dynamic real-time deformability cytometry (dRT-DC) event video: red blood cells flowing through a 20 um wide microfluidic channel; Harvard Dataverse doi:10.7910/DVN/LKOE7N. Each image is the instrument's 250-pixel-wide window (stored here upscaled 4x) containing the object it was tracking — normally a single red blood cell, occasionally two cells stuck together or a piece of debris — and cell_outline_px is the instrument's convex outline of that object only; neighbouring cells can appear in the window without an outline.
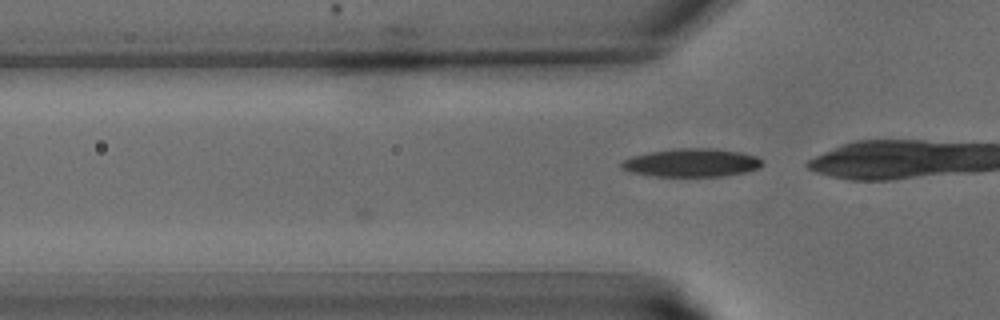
{"species": "common noctule bat (a hibernating species)", "species_latin": "Nyctalus noctula", "temperature_condition": "warm", "stored_images_in_passage": 10, "camera_frame_rate_fps": 3000, "um_per_image_px": 0.085, "animal": {"sex": "male", "body_mass_g": 15.6}, "frame": {"image": 1, "passage_image": 10, "time_ms": 3.0, "image_size_px": [1000, 320], "cell_outline_px": [[764, 164], [760, 168], [744, 172], [724, 176], [652, 176], [632, 172], [620, 168], [620, 164], [624, 160], [632, 156], [648, 152], [672, 148], [712, 148], [740, 152], [756, 156], [764, 160]], "centroid_in_image_um": [58.8, 13.82], "position_along_channel_um": 67.0, "area_um2": 23.35}}